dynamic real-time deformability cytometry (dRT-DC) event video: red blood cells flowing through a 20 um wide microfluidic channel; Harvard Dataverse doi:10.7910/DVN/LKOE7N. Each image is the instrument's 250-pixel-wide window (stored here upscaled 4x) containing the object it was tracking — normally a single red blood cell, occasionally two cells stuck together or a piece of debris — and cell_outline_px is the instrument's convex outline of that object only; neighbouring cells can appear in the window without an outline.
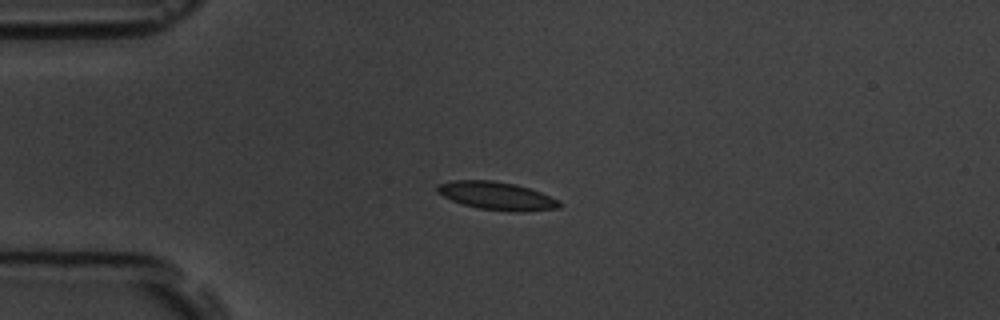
{"species": "common noctule bat (a hibernating species)", "species_latin": "Nyctalus noctula", "temperature_condition": "room temperature", "stored_images_in_passage": 4, "camera_frame_rate_fps": 3000, "um_per_image_px": 0.085, "animal": {"sex": "male", "body_mass_g": 19.5, "forearm_length_mm": 54.6}, "frame": {"image": 1, "passage_image": 3, "time_ms": 3.0, "image_size_px": [1000, 320], "cell_outline_px": [[564, 204], [560, 208], [520, 212], [512, 212], [480, 208], [464, 204], [452, 200], [436, 192], [436, 184], [452, 180], [492, 180], [516, 184], [540, 192], [560, 200]], "centroid_in_image_um": [42.25, 16.64], "position_along_channel_um": 42.8, "area_um2": 20.06}}